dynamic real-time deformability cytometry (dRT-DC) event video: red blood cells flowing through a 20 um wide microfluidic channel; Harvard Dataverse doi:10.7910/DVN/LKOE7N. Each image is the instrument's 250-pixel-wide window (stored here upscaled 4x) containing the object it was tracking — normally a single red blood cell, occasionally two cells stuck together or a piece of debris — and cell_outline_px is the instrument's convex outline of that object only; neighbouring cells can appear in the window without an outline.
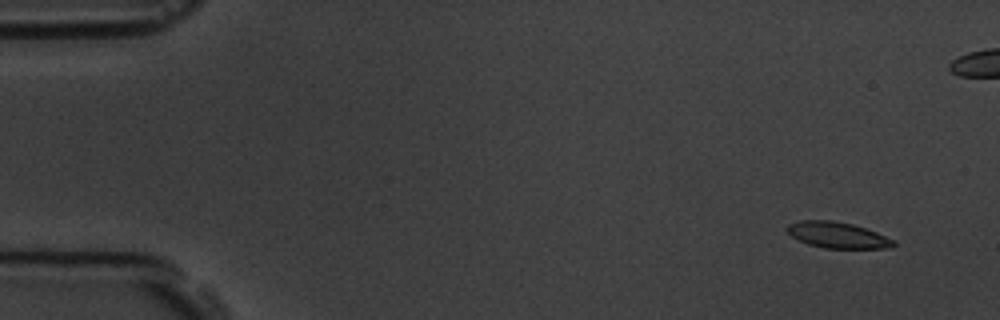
{"species": "common noctule bat (a hibernating species)", "species_latin": "Nyctalus noctula", "temperature_condition": "room temperature", "stored_images_in_passage": 6, "camera_frame_rate_fps": 3000, "um_per_image_px": 0.085, "animal": {"sex": "male", "body_mass_g": 19.5, "forearm_length_mm": 54.6}, "frame": {"image": 1, "passage_image": 1, "time_ms": 0.0, "image_size_px": [1000, 320], "cell_outline_px": [[896, 244], [892, 248], [824, 248], [808, 244], [792, 236], [784, 228], [788, 224], [800, 220], [832, 220], [852, 224], [876, 232], [896, 240]], "centroid_in_image_um": [71.2, 19.98], "position_along_channel_um": 13.8, "area_um2": 16.18}}
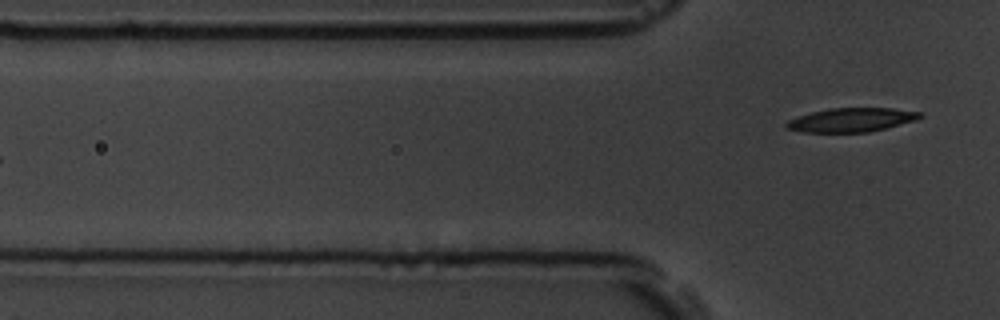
{"frame": {"image": 2, "passage_image": 6, "time_ms": 6.333, "image_size_px": [1000, 320], "cell_outline_px": [[924, 116], [916, 120], [868, 132], [804, 132], [788, 128], [784, 124], [788, 120], [812, 112], [832, 108], [892, 108], [924, 112]], "centroid_in_image_um": [72.43, 10.18], "position_along_channel_um": 53.4, "area_um2": 18.44}}